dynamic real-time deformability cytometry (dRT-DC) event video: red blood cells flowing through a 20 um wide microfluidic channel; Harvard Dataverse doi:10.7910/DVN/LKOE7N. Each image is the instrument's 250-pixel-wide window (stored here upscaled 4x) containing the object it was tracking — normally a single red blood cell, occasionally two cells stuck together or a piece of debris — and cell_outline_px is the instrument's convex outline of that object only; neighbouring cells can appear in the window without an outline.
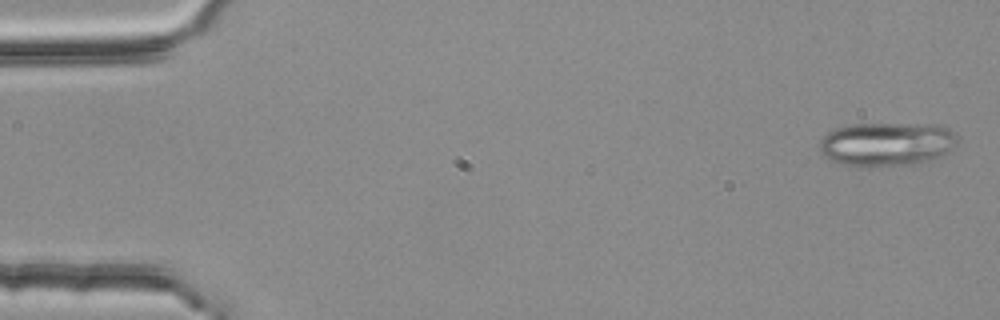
{"species": "common noctule bat (a hibernating species)", "species_latin": "Nyctalus noctula", "temperature_condition": "room temperature", "stored_images_in_passage": 4, "camera_frame_rate_fps": 3000, "um_per_image_px": 0.085, "animal": {"sex": "female", "body_mass_g": 25.1}, "frame": {"image": 1, "passage_image": 1, "time_ms": 0.0, "image_size_px": [1000, 320], "cell_outline_px": [[956, 144], [952, 148], [940, 156], [920, 164], [848, 164], [832, 160], [824, 156], [820, 152], [820, 140], [832, 128], [848, 124], [936, 124], [948, 128], [956, 132]], "centroid_in_image_um": [75.39, 12.19], "position_along_channel_um": 9.6, "area_um2": 34.68}}